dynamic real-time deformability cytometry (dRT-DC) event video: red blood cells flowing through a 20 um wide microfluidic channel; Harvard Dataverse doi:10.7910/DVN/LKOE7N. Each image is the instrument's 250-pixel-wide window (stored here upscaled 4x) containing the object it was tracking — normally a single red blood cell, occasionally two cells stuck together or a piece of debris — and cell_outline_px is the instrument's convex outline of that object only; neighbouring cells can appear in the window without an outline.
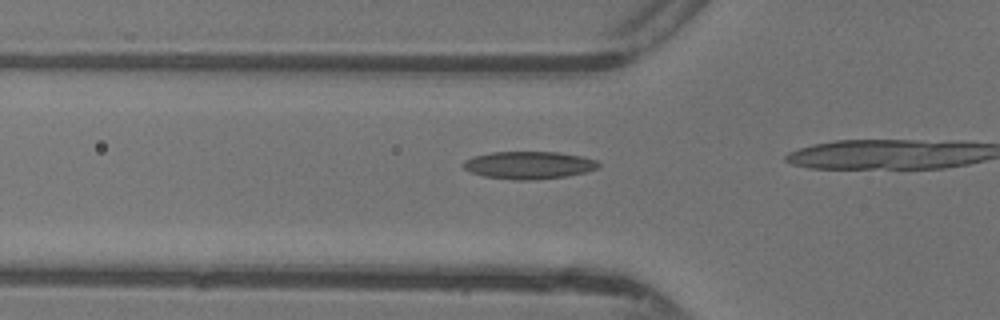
{"species": "common noctule bat (a hibernating species)", "species_latin": "Nyctalus noctula", "temperature_condition": "warm", "stored_images_in_passage": 15, "camera_frame_rate_fps": 3000, "um_per_image_px": 0.085, "animal": {"sex": "female"}, "frame": {"image": 1, "passage_image": 13, "time_ms": 4.0, "image_size_px": [1000, 320], "cell_outline_px": [[600, 164], [596, 168], [588, 172], [568, 176], [536, 180], [516, 180], [484, 176], [472, 172], [464, 168], [464, 160], [472, 156], [492, 152], [560, 152], [580, 156], [596, 160]], "centroid_in_image_um": [44.97, 14.04], "position_along_channel_um": 80.8, "area_um2": 21.73}}